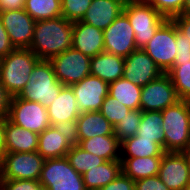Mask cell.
I'll return each mask as SVG.
<instances>
[{
    "mask_svg": "<svg viewBox=\"0 0 190 190\" xmlns=\"http://www.w3.org/2000/svg\"><path fill=\"white\" fill-rule=\"evenodd\" d=\"M25 7V0H0V12L18 10Z\"/></svg>",
    "mask_w": 190,
    "mask_h": 190,
    "instance_id": "45",
    "label": "cell"
},
{
    "mask_svg": "<svg viewBox=\"0 0 190 190\" xmlns=\"http://www.w3.org/2000/svg\"><path fill=\"white\" fill-rule=\"evenodd\" d=\"M121 0H92L82 22L105 30L122 12Z\"/></svg>",
    "mask_w": 190,
    "mask_h": 190,
    "instance_id": "18",
    "label": "cell"
},
{
    "mask_svg": "<svg viewBox=\"0 0 190 190\" xmlns=\"http://www.w3.org/2000/svg\"><path fill=\"white\" fill-rule=\"evenodd\" d=\"M120 153V157H152L163 156L165 151L154 140L141 139L134 135L120 143Z\"/></svg>",
    "mask_w": 190,
    "mask_h": 190,
    "instance_id": "28",
    "label": "cell"
},
{
    "mask_svg": "<svg viewBox=\"0 0 190 190\" xmlns=\"http://www.w3.org/2000/svg\"><path fill=\"white\" fill-rule=\"evenodd\" d=\"M135 190H170L158 177L151 176L135 181Z\"/></svg>",
    "mask_w": 190,
    "mask_h": 190,
    "instance_id": "40",
    "label": "cell"
},
{
    "mask_svg": "<svg viewBox=\"0 0 190 190\" xmlns=\"http://www.w3.org/2000/svg\"><path fill=\"white\" fill-rule=\"evenodd\" d=\"M72 47L90 58L104 52L103 30L82 21L73 22Z\"/></svg>",
    "mask_w": 190,
    "mask_h": 190,
    "instance_id": "17",
    "label": "cell"
},
{
    "mask_svg": "<svg viewBox=\"0 0 190 190\" xmlns=\"http://www.w3.org/2000/svg\"><path fill=\"white\" fill-rule=\"evenodd\" d=\"M72 34L73 22L63 16L36 21L29 49L40 60H50L72 48Z\"/></svg>",
    "mask_w": 190,
    "mask_h": 190,
    "instance_id": "1",
    "label": "cell"
},
{
    "mask_svg": "<svg viewBox=\"0 0 190 190\" xmlns=\"http://www.w3.org/2000/svg\"><path fill=\"white\" fill-rule=\"evenodd\" d=\"M142 111L130 110L126 116L114 127V134L121 143L127 138L137 134L141 122Z\"/></svg>",
    "mask_w": 190,
    "mask_h": 190,
    "instance_id": "33",
    "label": "cell"
},
{
    "mask_svg": "<svg viewBox=\"0 0 190 190\" xmlns=\"http://www.w3.org/2000/svg\"><path fill=\"white\" fill-rule=\"evenodd\" d=\"M15 47L10 41L8 33L3 26L1 17H0V59L8 55L11 51H13Z\"/></svg>",
    "mask_w": 190,
    "mask_h": 190,
    "instance_id": "42",
    "label": "cell"
},
{
    "mask_svg": "<svg viewBox=\"0 0 190 190\" xmlns=\"http://www.w3.org/2000/svg\"><path fill=\"white\" fill-rule=\"evenodd\" d=\"M183 15L190 16V0H185L182 10Z\"/></svg>",
    "mask_w": 190,
    "mask_h": 190,
    "instance_id": "47",
    "label": "cell"
},
{
    "mask_svg": "<svg viewBox=\"0 0 190 190\" xmlns=\"http://www.w3.org/2000/svg\"><path fill=\"white\" fill-rule=\"evenodd\" d=\"M166 73L174 63L177 53L176 25L167 19L155 32L151 40L142 48Z\"/></svg>",
    "mask_w": 190,
    "mask_h": 190,
    "instance_id": "8",
    "label": "cell"
},
{
    "mask_svg": "<svg viewBox=\"0 0 190 190\" xmlns=\"http://www.w3.org/2000/svg\"><path fill=\"white\" fill-rule=\"evenodd\" d=\"M11 100L12 95L0 82V118L6 119L8 117Z\"/></svg>",
    "mask_w": 190,
    "mask_h": 190,
    "instance_id": "44",
    "label": "cell"
},
{
    "mask_svg": "<svg viewBox=\"0 0 190 190\" xmlns=\"http://www.w3.org/2000/svg\"><path fill=\"white\" fill-rule=\"evenodd\" d=\"M24 10L35 21L62 16L61 0H25Z\"/></svg>",
    "mask_w": 190,
    "mask_h": 190,
    "instance_id": "30",
    "label": "cell"
},
{
    "mask_svg": "<svg viewBox=\"0 0 190 190\" xmlns=\"http://www.w3.org/2000/svg\"><path fill=\"white\" fill-rule=\"evenodd\" d=\"M123 13L128 17L134 30L138 49H142L167 20L148 1L124 5Z\"/></svg>",
    "mask_w": 190,
    "mask_h": 190,
    "instance_id": "5",
    "label": "cell"
},
{
    "mask_svg": "<svg viewBox=\"0 0 190 190\" xmlns=\"http://www.w3.org/2000/svg\"><path fill=\"white\" fill-rule=\"evenodd\" d=\"M0 17L15 48L29 49L36 21L23 9L1 11Z\"/></svg>",
    "mask_w": 190,
    "mask_h": 190,
    "instance_id": "14",
    "label": "cell"
},
{
    "mask_svg": "<svg viewBox=\"0 0 190 190\" xmlns=\"http://www.w3.org/2000/svg\"><path fill=\"white\" fill-rule=\"evenodd\" d=\"M182 190H190V183L186 185Z\"/></svg>",
    "mask_w": 190,
    "mask_h": 190,
    "instance_id": "50",
    "label": "cell"
},
{
    "mask_svg": "<svg viewBox=\"0 0 190 190\" xmlns=\"http://www.w3.org/2000/svg\"><path fill=\"white\" fill-rule=\"evenodd\" d=\"M39 61L30 49L15 48L0 59V82L12 96L19 95Z\"/></svg>",
    "mask_w": 190,
    "mask_h": 190,
    "instance_id": "2",
    "label": "cell"
},
{
    "mask_svg": "<svg viewBox=\"0 0 190 190\" xmlns=\"http://www.w3.org/2000/svg\"><path fill=\"white\" fill-rule=\"evenodd\" d=\"M161 74L163 71L143 49H137L125 57L122 77L139 87L145 86Z\"/></svg>",
    "mask_w": 190,
    "mask_h": 190,
    "instance_id": "15",
    "label": "cell"
},
{
    "mask_svg": "<svg viewBox=\"0 0 190 190\" xmlns=\"http://www.w3.org/2000/svg\"><path fill=\"white\" fill-rule=\"evenodd\" d=\"M176 89L177 95L182 100L190 98V61L180 62L166 72Z\"/></svg>",
    "mask_w": 190,
    "mask_h": 190,
    "instance_id": "32",
    "label": "cell"
},
{
    "mask_svg": "<svg viewBox=\"0 0 190 190\" xmlns=\"http://www.w3.org/2000/svg\"><path fill=\"white\" fill-rule=\"evenodd\" d=\"M49 61L52 63L56 78L64 86L80 82L90 75L91 58L73 47L53 56Z\"/></svg>",
    "mask_w": 190,
    "mask_h": 190,
    "instance_id": "10",
    "label": "cell"
},
{
    "mask_svg": "<svg viewBox=\"0 0 190 190\" xmlns=\"http://www.w3.org/2000/svg\"><path fill=\"white\" fill-rule=\"evenodd\" d=\"M89 153H93L105 161L120 160V142L115 135H98L81 140L78 144Z\"/></svg>",
    "mask_w": 190,
    "mask_h": 190,
    "instance_id": "26",
    "label": "cell"
},
{
    "mask_svg": "<svg viewBox=\"0 0 190 190\" xmlns=\"http://www.w3.org/2000/svg\"><path fill=\"white\" fill-rule=\"evenodd\" d=\"M99 190H135V181L121 173L112 182Z\"/></svg>",
    "mask_w": 190,
    "mask_h": 190,
    "instance_id": "41",
    "label": "cell"
},
{
    "mask_svg": "<svg viewBox=\"0 0 190 190\" xmlns=\"http://www.w3.org/2000/svg\"><path fill=\"white\" fill-rule=\"evenodd\" d=\"M70 165L81 175L105 162L103 158L89 153L79 145H74L66 155Z\"/></svg>",
    "mask_w": 190,
    "mask_h": 190,
    "instance_id": "31",
    "label": "cell"
},
{
    "mask_svg": "<svg viewBox=\"0 0 190 190\" xmlns=\"http://www.w3.org/2000/svg\"><path fill=\"white\" fill-rule=\"evenodd\" d=\"M80 113L100 111L103 100L108 95L109 84L99 77L88 75L80 82L70 85Z\"/></svg>",
    "mask_w": 190,
    "mask_h": 190,
    "instance_id": "13",
    "label": "cell"
},
{
    "mask_svg": "<svg viewBox=\"0 0 190 190\" xmlns=\"http://www.w3.org/2000/svg\"><path fill=\"white\" fill-rule=\"evenodd\" d=\"M63 87L56 78L52 63L49 60H40L30 73L28 84L18 96L48 107Z\"/></svg>",
    "mask_w": 190,
    "mask_h": 190,
    "instance_id": "4",
    "label": "cell"
},
{
    "mask_svg": "<svg viewBox=\"0 0 190 190\" xmlns=\"http://www.w3.org/2000/svg\"><path fill=\"white\" fill-rule=\"evenodd\" d=\"M187 164H188V168H189V174H190V147L187 150L183 151Z\"/></svg>",
    "mask_w": 190,
    "mask_h": 190,
    "instance_id": "48",
    "label": "cell"
},
{
    "mask_svg": "<svg viewBox=\"0 0 190 190\" xmlns=\"http://www.w3.org/2000/svg\"><path fill=\"white\" fill-rule=\"evenodd\" d=\"M165 135V152H183L190 147V105L188 100L161 111Z\"/></svg>",
    "mask_w": 190,
    "mask_h": 190,
    "instance_id": "3",
    "label": "cell"
},
{
    "mask_svg": "<svg viewBox=\"0 0 190 190\" xmlns=\"http://www.w3.org/2000/svg\"><path fill=\"white\" fill-rule=\"evenodd\" d=\"M92 0H61L62 16L70 21H81Z\"/></svg>",
    "mask_w": 190,
    "mask_h": 190,
    "instance_id": "35",
    "label": "cell"
},
{
    "mask_svg": "<svg viewBox=\"0 0 190 190\" xmlns=\"http://www.w3.org/2000/svg\"><path fill=\"white\" fill-rule=\"evenodd\" d=\"M45 159L36 152H7L0 160V180L39 181Z\"/></svg>",
    "mask_w": 190,
    "mask_h": 190,
    "instance_id": "7",
    "label": "cell"
},
{
    "mask_svg": "<svg viewBox=\"0 0 190 190\" xmlns=\"http://www.w3.org/2000/svg\"><path fill=\"white\" fill-rule=\"evenodd\" d=\"M5 152H36L39 134L4 119Z\"/></svg>",
    "mask_w": 190,
    "mask_h": 190,
    "instance_id": "19",
    "label": "cell"
},
{
    "mask_svg": "<svg viewBox=\"0 0 190 190\" xmlns=\"http://www.w3.org/2000/svg\"><path fill=\"white\" fill-rule=\"evenodd\" d=\"M141 91L142 87L122 77L109 84L108 94L131 110H139Z\"/></svg>",
    "mask_w": 190,
    "mask_h": 190,
    "instance_id": "29",
    "label": "cell"
},
{
    "mask_svg": "<svg viewBox=\"0 0 190 190\" xmlns=\"http://www.w3.org/2000/svg\"><path fill=\"white\" fill-rule=\"evenodd\" d=\"M72 145L54 126H49L39 134L37 152L44 159L65 157Z\"/></svg>",
    "mask_w": 190,
    "mask_h": 190,
    "instance_id": "23",
    "label": "cell"
},
{
    "mask_svg": "<svg viewBox=\"0 0 190 190\" xmlns=\"http://www.w3.org/2000/svg\"><path fill=\"white\" fill-rule=\"evenodd\" d=\"M176 45H177V53L172 67L179 65L180 62L190 61V42L186 39V35H183L177 30V27H176Z\"/></svg>",
    "mask_w": 190,
    "mask_h": 190,
    "instance_id": "38",
    "label": "cell"
},
{
    "mask_svg": "<svg viewBox=\"0 0 190 190\" xmlns=\"http://www.w3.org/2000/svg\"><path fill=\"white\" fill-rule=\"evenodd\" d=\"M181 100L167 73L161 74L142 87L141 111H162Z\"/></svg>",
    "mask_w": 190,
    "mask_h": 190,
    "instance_id": "11",
    "label": "cell"
},
{
    "mask_svg": "<svg viewBox=\"0 0 190 190\" xmlns=\"http://www.w3.org/2000/svg\"><path fill=\"white\" fill-rule=\"evenodd\" d=\"M177 27V30L186 35V39L190 42V16L178 14L171 18Z\"/></svg>",
    "mask_w": 190,
    "mask_h": 190,
    "instance_id": "43",
    "label": "cell"
},
{
    "mask_svg": "<svg viewBox=\"0 0 190 190\" xmlns=\"http://www.w3.org/2000/svg\"><path fill=\"white\" fill-rule=\"evenodd\" d=\"M147 0H121V2L124 5L132 4V3H140V2H146Z\"/></svg>",
    "mask_w": 190,
    "mask_h": 190,
    "instance_id": "49",
    "label": "cell"
},
{
    "mask_svg": "<svg viewBox=\"0 0 190 190\" xmlns=\"http://www.w3.org/2000/svg\"><path fill=\"white\" fill-rule=\"evenodd\" d=\"M43 186L35 180H0V190H41Z\"/></svg>",
    "mask_w": 190,
    "mask_h": 190,
    "instance_id": "37",
    "label": "cell"
},
{
    "mask_svg": "<svg viewBox=\"0 0 190 190\" xmlns=\"http://www.w3.org/2000/svg\"><path fill=\"white\" fill-rule=\"evenodd\" d=\"M39 183L46 190H86L83 176L67 157L45 159Z\"/></svg>",
    "mask_w": 190,
    "mask_h": 190,
    "instance_id": "6",
    "label": "cell"
},
{
    "mask_svg": "<svg viewBox=\"0 0 190 190\" xmlns=\"http://www.w3.org/2000/svg\"><path fill=\"white\" fill-rule=\"evenodd\" d=\"M131 109L109 94L103 100L100 113L115 127Z\"/></svg>",
    "mask_w": 190,
    "mask_h": 190,
    "instance_id": "34",
    "label": "cell"
},
{
    "mask_svg": "<svg viewBox=\"0 0 190 190\" xmlns=\"http://www.w3.org/2000/svg\"><path fill=\"white\" fill-rule=\"evenodd\" d=\"M162 124L163 117L161 111H142L141 122L136 136L141 139L154 140L165 151V135Z\"/></svg>",
    "mask_w": 190,
    "mask_h": 190,
    "instance_id": "27",
    "label": "cell"
},
{
    "mask_svg": "<svg viewBox=\"0 0 190 190\" xmlns=\"http://www.w3.org/2000/svg\"><path fill=\"white\" fill-rule=\"evenodd\" d=\"M122 173L120 160L105 161L103 164L85 172L83 176L86 190H99Z\"/></svg>",
    "mask_w": 190,
    "mask_h": 190,
    "instance_id": "25",
    "label": "cell"
},
{
    "mask_svg": "<svg viewBox=\"0 0 190 190\" xmlns=\"http://www.w3.org/2000/svg\"><path fill=\"white\" fill-rule=\"evenodd\" d=\"M159 13L167 19L182 14L185 0H147Z\"/></svg>",
    "mask_w": 190,
    "mask_h": 190,
    "instance_id": "36",
    "label": "cell"
},
{
    "mask_svg": "<svg viewBox=\"0 0 190 190\" xmlns=\"http://www.w3.org/2000/svg\"><path fill=\"white\" fill-rule=\"evenodd\" d=\"M162 156L120 157L122 173L132 180H140L158 175Z\"/></svg>",
    "mask_w": 190,
    "mask_h": 190,
    "instance_id": "24",
    "label": "cell"
},
{
    "mask_svg": "<svg viewBox=\"0 0 190 190\" xmlns=\"http://www.w3.org/2000/svg\"><path fill=\"white\" fill-rule=\"evenodd\" d=\"M5 153L4 119L0 118V160L3 158Z\"/></svg>",
    "mask_w": 190,
    "mask_h": 190,
    "instance_id": "46",
    "label": "cell"
},
{
    "mask_svg": "<svg viewBox=\"0 0 190 190\" xmlns=\"http://www.w3.org/2000/svg\"><path fill=\"white\" fill-rule=\"evenodd\" d=\"M125 58L108 52H101L91 58L90 74L110 84L123 76Z\"/></svg>",
    "mask_w": 190,
    "mask_h": 190,
    "instance_id": "20",
    "label": "cell"
},
{
    "mask_svg": "<svg viewBox=\"0 0 190 190\" xmlns=\"http://www.w3.org/2000/svg\"><path fill=\"white\" fill-rule=\"evenodd\" d=\"M158 177L170 190H182L190 183L188 164L183 152H165Z\"/></svg>",
    "mask_w": 190,
    "mask_h": 190,
    "instance_id": "16",
    "label": "cell"
},
{
    "mask_svg": "<svg viewBox=\"0 0 190 190\" xmlns=\"http://www.w3.org/2000/svg\"><path fill=\"white\" fill-rule=\"evenodd\" d=\"M104 51L127 57L137 50L135 34L128 17L122 12L104 31Z\"/></svg>",
    "mask_w": 190,
    "mask_h": 190,
    "instance_id": "12",
    "label": "cell"
},
{
    "mask_svg": "<svg viewBox=\"0 0 190 190\" xmlns=\"http://www.w3.org/2000/svg\"><path fill=\"white\" fill-rule=\"evenodd\" d=\"M46 108L51 126L67 120H77L80 115L74 92L70 86H64L57 98Z\"/></svg>",
    "mask_w": 190,
    "mask_h": 190,
    "instance_id": "21",
    "label": "cell"
},
{
    "mask_svg": "<svg viewBox=\"0 0 190 190\" xmlns=\"http://www.w3.org/2000/svg\"><path fill=\"white\" fill-rule=\"evenodd\" d=\"M57 131H60L65 136L66 140L74 146L78 145V133L76 120H67L65 122H59L54 125Z\"/></svg>",
    "mask_w": 190,
    "mask_h": 190,
    "instance_id": "39",
    "label": "cell"
},
{
    "mask_svg": "<svg viewBox=\"0 0 190 190\" xmlns=\"http://www.w3.org/2000/svg\"><path fill=\"white\" fill-rule=\"evenodd\" d=\"M12 123L40 134L51 123L47 108L39 102H30L17 96H12L7 117Z\"/></svg>",
    "mask_w": 190,
    "mask_h": 190,
    "instance_id": "9",
    "label": "cell"
},
{
    "mask_svg": "<svg viewBox=\"0 0 190 190\" xmlns=\"http://www.w3.org/2000/svg\"><path fill=\"white\" fill-rule=\"evenodd\" d=\"M76 122L78 142L98 135H115L114 126L100 113V111L80 113Z\"/></svg>",
    "mask_w": 190,
    "mask_h": 190,
    "instance_id": "22",
    "label": "cell"
}]
</instances>
